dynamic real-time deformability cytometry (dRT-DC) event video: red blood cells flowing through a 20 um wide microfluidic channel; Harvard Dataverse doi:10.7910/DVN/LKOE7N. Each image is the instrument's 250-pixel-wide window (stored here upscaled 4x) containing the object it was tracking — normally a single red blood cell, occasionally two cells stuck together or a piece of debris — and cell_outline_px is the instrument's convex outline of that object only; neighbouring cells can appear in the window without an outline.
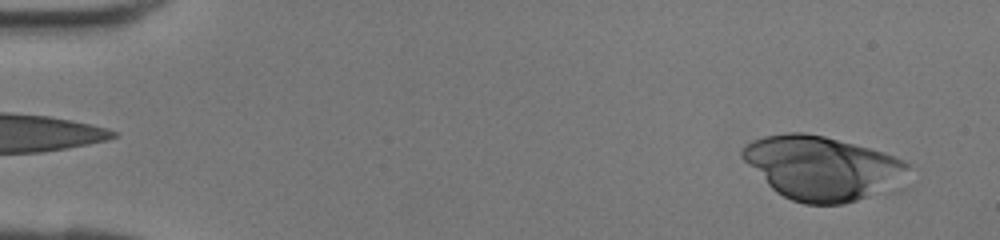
{"species": "human", "species_latin": "Homo sapiens", "temperature_condition": "room temperature", "stored_images_in_passage": 25, "camera_frame_rate_fps": 3000, "um_per_image_px": 0.085, "donor": {"sex": "female"}, "frame": {"image": 1, "passage_image": 2, "time_ms": 0.333, "image_size_px": [1000, 240], "cell_outline_px": [[908, 168], [904, 188], [900, 192], [844, 204], [804, 204], [792, 200], [776, 192], [740, 156], [740, 152], [744, 144], [752, 140], [764, 136], [788, 132], [804, 132], [824, 136], [868, 148], [904, 160], [908, 164]], "centroid_in_image_um": [70.0, 14.33], "position_along_channel_um": 15.0, "area_um2": 62.94}}